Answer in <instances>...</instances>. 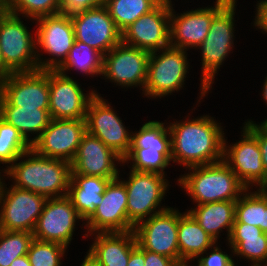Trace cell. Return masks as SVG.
<instances>
[{
    "label": "cell",
    "instance_id": "1",
    "mask_svg": "<svg viewBox=\"0 0 267 266\" xmlns=\"http://www.w3.org/2000/svg\"><path fill=\"white\" fill-rule=\"evenodd\" d=\"M173 162L185 167L208 165L223 160L224 131L209 115L170 123Z\"/></svg>",
    "mask_w": 267,
    "mask_h": 266
},
{
    "label": "cell",
    "instance_id": "2",
    "mask_svg": "<svg viewBox=\"0 0 267 266\" xmlns=\"http://www.w3.org/2000/svg\"><path fill=\"white\" fill-rule=\"evenodd\" d=\"M22 157L29 158L16 163ZM13 163L4 171L15 181L13 186L47 198L67 196L72 170L70 162L40 156L31 148Z\"/></svg>",
    "mask_w": 267,
    "mask_h": 266
},
{
    "label": "cell",
    "instance_id": "3",
    "mask_svg": "<svg viewBox=\"0 0 267 266\" xmlns=\"http://www.w3.org/2000/svg\"><path fill=\"white\" fill-rule=\"evenodd\" d=\"M188 168L192 172L180 177L178 183L198 205L237 200L248 189L223 160Z\"/></svg>",
    "mask_w": 267,
    "mask_h": 266
},
{
    "label": "cell",
    "instance_id": "4",
    "mask_svg": "<svg viewBox=\"0 0 267 266\" xmlns=\"http://www.w3.org/2000/svg\"><path fill=\"white\" fill-rule=\"evenodd\" d=\"M235 3L236 0H230L214 16L205 40L198 46L202 50V97L209 91L217 69L233 48Z\"/></svg>",
    "mask_w": 267,
    "mask_h": 266
},
{
    "label": "cell",
    "instance_id": "5",
    "mask_svg": "<svg viewBox=\"0 0 267 266\" xmlns=\"http://www.w3.org/2000/svg\"><path fill=\"white\" fill-rule=\"evenodd\" d=\"M20 19L8 11L0 22V50L5 66L12 73L38 70V61L42 60L35 50L36 40Z\"/></svg>",
    "mask_w": 267,
    "mask_h": 266
},
{
    "label": "cell",
    "instance_id": "6",
    "mask_svg": "<svg viewBox=\"0 0 267 266\" xmlns=\"http://www.w3.org/2000/svg\"><path fill=\"white\" fill-rule=\"evenodd\" d=\"M130 171L129 180L123 182L127 190L128 221L135 227L144 218H148V215L151 217L168 209V207L158 208V205L160 206L169 185L165 175L154 172ZM156 207L159 210H156Z\"/></svg>",
    "mask_w": 267,
    "mask_h": 266
},
{
    "label": "cell",
    "instance_id": "7",
    "mask_svg": "<svg viewBox=\"0 0 267 266\" xmlns=\"http://www.w3.org/2000/svg\"><path fill=\"white\" fill-rule=\"evenodd\" d=\"M1 180L0 229L32 233L48 198L13 185L6 190Z\"/></svg>",
    "mask_w": 267,
    "mask_h": 266
},
{
    "label": "cell",
    "instance_id": "8",
    "mask_svg": "<svg viewBox=\"0 0 267 266\" xmlns=\"http://www.w3.org/2000/svg\"><path fill=\"white\" fill-rule=\"evenodd\" d=\"M161 50L160 55L157 54L158 51L150 53L147 81L143 90L147 97H162L180 90L186 78V50L172 46Z\"/></svg>",
    "mask_w": 267,
    "mask_h": 266
},
{
    "label": "cell",
    "instance_id": "9",
    "mask_svg": "<svg viewBox=\"0 0 267 266\" xmlns=\"http://www.w3.org/2000/svg\"><path fill=\"white\" fill-rule=\"evenodd\" d=\"M137 243L144 249L176 260L178 247V210L168 208L148 217L134 227Z\"/></svg>",
    "mask_w": 267,
    "mask_h": 266
},
{
    "label": "cell",
    "instance_id": "10",
    "mask_svg": "<svg viewBox=\"0 0 267 266\" xmlns=\"http://www.w3.org/2000/svg\"><path fill=\"white\" fill-rule=\"evenodd\" d=\"M85 122L86 132L102 140L119 156L124 158L129 153L132 134L98 93L89 102Z\"/></svg>",
    "mask_w": 267,
    "mask_h": 266
},
{
    "label": "cell",
    "instance_id": "11",
    "mask_svg": "<svg viewBox=\"0 0 267 266\" xmlns=\"http://www.w3.org/2000/svg\"><path fill=\"white\" fill-rule=\"evenodd\" d=\"M85 133V119H51L31 148L40 156L71 163Z\"/></svg>",
    "mask_w": 267,
    "mask_h": 266
},
{
    "label": "cell",
    "instance_id": "12",
    "mask_svg": "<svg viewBox=\"0 0 267 266\" xmlns=\"http://www.w3.org/2000/svg\"><path fill=\"white\" fill-rule=\"evenodd\" d=\"M150 52L122 41L103 56V73L117 85L130 87L146 85Z\"/></svg>",
    "mask_w": 267,
    "mask_h": 266
},
{
    "label": "cell",
    "instance_id": "13",
    "mask_svg": "<svg viewBox=\"0 0 267 266\" xmlns=\"http://www.w3.org/2000/svg\"><path fill=\"white\" fill-rule=\"evenodd\" d=\"M36 21L39 22L36 43L45 53L56 56L43 62L39 60L38 69L57 70L67 59L75 41L72 19L57 13L37 18Z\"/></svg>",
    "mask_w": 267,
    "mask_h": 266
},
{
    "label": "cell",
    "instance_id": "14",
    "mask_svg": "<svg viewBox=\"0 0 267 266\" xmlns=\"http://www.w3.org/2000/svg\"><path fill=\"white\" fill-rule=\"evenodd\" d=\"M170 4L160 2L122 32V42L148 52L170 46Z\"/></svg>",
    "mask_w": 267,
    "mask_h": 266
},
{
    "label": "cell",
    "instance_id": "15",
    "mask_svg": "<svg viewBox=\"0 0 267 266\" xmlns=\"http://www.w3.org/2000/svg\"><path fill=\"white\" fill-rule=\"evenodd\" d=\"M242 136L243 139L230 145V148L224 138L223 161L248 189L250 184L254 183L259 188H264L267 184V174L262 164L258 139L245 125Z\"/></svg>",
    "mask_w": 267,
    "mask_h": 266
},
{
    "label": "cell",
    "instance_id": "16",
    "mask_svg": "<svg viewBox=\"0 0 267 266\" xmlns=\"http://www.w3.org/2000/svg\"><path fill=\"white\" fill-rule=\"evenodd\" d=\"M75 40L85 43L103 56L122 41L105 5L71 17Z\"/></svg>",
    "mask_w": 267,
    "mask_h": 266
},
{
    "label": "cell",
    "instance_id": "17",
    "mask_svg": "<svg viewBox=\"0 0 267 266\" xmlns=\"http://www.w3.org/2000/svg\"><path fill=\"white\" fill-rule=\"evenodd\" d=\"M0 94L12 106L49 109V70L12 73L0 83Z\"/></svg>",
    "mask_w": 267,
    "mask_h": 266
},
{
    "label": "cell",
    "instance_id": "18",
    "mask_svg": "<svg viewBox=\"0 0 267 266\" xmlns=\"http://www.w3.org/2000/svg\"><path fill=\"white\" fill-rule=\"evenodd\" d=\"M127 190L119 177L112 179L103 194L101 204L95 213L86 221V229L95 233L129 232L134 226L127 216Z\"/></svg>",
    "mask_w": 267,
    "mask_h": 266
},
{
    "label": "cell",
    "instance_id": "19",
    "mask_svg": "<svg viewBox=\"0 0 267 266\" xmlns=\"http://www.w3.org/2000/svg\"><path fill=\"white\" fill-rule=\"evenodd\" d=\"M96 91L85 95L66 73L49 70V113L51 119H85L90 100Z\"/></svg>",
    "mask_w": 267,
    "mask_h": 266
},
{
    "label": "cell",
    "instance_id": "20",
    "mask_svg": "<svg viewBox=\"0 0 267 266\" xmlns=\"http://www.w3.org/2000/svg\"><path fill=\"white\" fill-rule=\"evenodd\" d=\"M81 219L67 197L48 198L33 230L37 240L68 246L72 240L76 220Z\"/></svg>",
    "mask_w": 267,
    "mask_h": 266
},
{
    "label": "cell",
    "instance_id": "21",
    "mask_svg": "<svg viewBox=\"0 0 267 266\" xmlns=\"http://www.w3.org/2000/svg\"><path fill=\"white\" fill-rule=\"evenodd\" d=\"M230 0H216L210 8H200L177 16L170 5V46L186 50L198 47L205 40L214 16ZM174 40V41H173Z\"/></svg>",
    "mask_w": 267,
    "mask_h": 266
},
{
    "label": "cell",
    "instance_id": "22",
    "mask_svg": "<svg viewBox=\"0 0 267 266\" xmlns=\"http://www.w3.org/2000/svg\"><path fill=\"white\" fill-rule=\"evenodd\" d=\"M114 161L123 163V158L107 147L102 140L86 132L71 162V173L117 178L119 174Z\"/></svg>",
    "mask_w": 267,
    "mask_h": 266
},
{
    "label": "cell",
    "instance_id": "23",
    "mask_svg": "<svg viewBox=\"0 0 267 266\" xmlns=\"http://www.w3.org/2000/svg\"><path fill=\"white\" fill-rule=\"evenodd\" d=\"M87 257L98 266H127L131 251L137 246L134 230L96 233Z\"/></svg>",
    "mask_w": 267,
    "mask_h": 266
},
{
    "label": "cell",
    "instance_id": "24",
    "mask_svg": "<svg viewBox=\"0 0 267 266\" xmlns=\"http://www.w3.org/2000/svg\"><path fill=\"white\" fill-rule=\"evenodd\" d=\"M112 179L115 178L71 173L67 197L71 200L81 220L87 221L95 213Z\"/></svg>",
    "mask_w": 267,
    "mask_h": 266
},
{
    "label": "cell",
    "instance_id": "25",
    "mask_svg": "<svg viewBox=\"0 0 267 266\" xmlns=\"http://www.w3.org/2000/svg\"><path fill=\"white\" fill-rule=\"evenodd\" d=\"M0 117L13 125L31 145L40 137L51 121L49 109L12 106L1 94ZM34 132L37 133V136L29 139L28 133Z\"/></svg>",
    "mask_w": 267,
    "mask_h": 266
},
{
    "label": "cell",
    "instance_id": "26",
    "mask_svg": "<svg viewBox=\"0 0 267 266\" xmlns=\"http://www.w3.org/2000/svg\"><path fill=\"white\" fill-rule=\"evenodd\" d=\"M177 238L181 266H188L186 264L188 261L200 257L216 244V241L188 212L184 214L178 212Z\"/></svg>",
    "mask_w": 267,
    "mask_h": 266
},
{
    "label": "cell",
    "instance_id": "27",
    "mask_svg": "<svg viewBox=\"0 0 267 266\" xmlns=\"http://www.w3.org/2000/svg\"><path fill=\"white\" fill-rule=\"evenodd\" d=\"M228 242L234 255L249 259L251 266H261L267 258V233L259 227L234 223Z\"/></svg>",
    "mask_w": 267,
    "mask_h": 266
},
{
    "label": "cell",
    "instance_id": "28",
    "mask_svg": "<svg viewBox=\"0 0 267 266\" xmlns=\"http://www.w3.org/2000/svg\"><path fill=\"white\" fill-rule=\"evenodd\" d=\"M236 200L210 202L187 211L216 242L220 230L227 229L229 239L235 221Z\"/></svg>",
    "mask_w": 267,
    "mask_h": 266
},
{
    "label": "cell",
    "instance_id": "29",
    "mask_svg": "<svg viewBox=\"0 0 267 266\" xmlns=\"http://www.w3.org/2000/svg\"><path fill=\"white\" fill-rule=\"evenodd\" d=\"M247 191L236 200L234 223L254 225L267 233V192L263 188Z\"/></svg>",
    "mask_w": 267,
    "mask_h": 266
},
{
    "label": "cell",
    "instance_id": "30",
    "mask_svg": "<svg viewBox=\"0 0 267 266\" xmlns=\"http://www.w3.org/2000/svg\"><path fill=\"white\" fill-rule=\"evenodd\" d=\"M159 3V0H104L110 17L121 33L140 16L153 10Z\"/></svg>",
    "mask_w": 267,
    "mask_h": 266
},
{
    "label": "cell",
    "instance_id": "31",
    "mask_svg": "<svg viewBox=\"0 0 267 266\" xmlns=\"http://www.w3.org/2000/svg\"><path fill=\"white\" fill-rule=\"evenodd\" d=\"M132 160L131 170L154 172L164 175L165 168L172 160L171 147L131 148L123 163Z\"/></svg>",
    "mask_w": 267,
    "mask_h": 266
},
{
    "label": "cell",
    "instance_id": "32",
    "mask_svg": "<svg viewBox=\"0 0 267 266\" xmlns=\"http://www.w3.org/2000/svg\"><path fill=\"white\" fill-rule=\"evenodd\" d=\"M70 68L87 75H102L103 55L87 44L75 40L67 59L57 70L65 74Z\"/></svg>",
    "mask_w": 267,
    "mask_h": 266
},
{
    "label": "cell",
    "instance_id": "33",
    "mask_svg": "<svg viewBox=\"0 0 267 266\" xmlns=\"http://www.w3.org/2000/svg\"><path fill=\"white\" fill-rule=\"evenodd\" d=\"M33 233L0 229V266H10L16 258L27 255Z\"/></svg>",
    "mask_w": 267,
    "mask_h": 266
},
{
    "label": "cell",
    "instance_id": "34",
    "mask_svg": "<svg viewBox=\"0 0 267 266\" xmlns=\"http://www.w3.org/2000/svg\"><path fill=\"white\" fill-rule=\"evenodd\" d=\"M31 149L19 131L0 117V162L12 164L22 154Z\"/></svg>",
    "mask_w": 267,
    "mask_h": 266
},
{
    "label": "cell",
    "instance_id": "35",
    "mask_svg": "<svg viewBox=\"0 0 267 266\" xmlns=\"http://www.w3.org/2000/svg\"><path fill=\"white\" fill-rule=\"evenodd\" d=\"M132 134L131 148L171 147L169 127L162 122L149 121Z\"/></svg>",
    "mask_w": 267,
    "mask_h": 266
},
{
    "label": "cell",
    "instance_id": "36",
    "mask_svg": "<svg viewBox=\"0 0 267 266\" xmlns=\"http://www.w3.org/2000/svg\"><path fill=\"white\" fill-rule=\"evenodd\" d=\"M66 246L56 243L33 239L27 257L31 266H61V258Z\"/></svg>",
    "mask_w": 267,
    "mask_h": 266
},
{
    "label": "cell",
    "instance_id": "37",
    "mask_svg": "<svg viewBox=\"0 0 267 266\" xmlns=\"http://www.w3.org/2000/svg\"><path fill=\"white\" fill-rule=\"evenodd\" d=\"M8 11L18 16L25 14L33 20L60 13L59 0H5ZM20 12V13H19Z\"/></svg>",
    "mask_w": 267,
    "mask_h": 266
},
{
    "label": "cell",
    "instance_id": "38",
    "mask_svg": "<svg viewBox=\"0 0 267 266\" xmlns=\"http://www.w3.org/2000/svg\"><path fill=\"white\" fill-rule=\"evenodd\" d=\"M59 3L60 13L73 17L89 9L104 5V0H59Z\"/></svg>",
    "mask_w": 267,
    "mask_h": 266
},
{
    "label": "cell",
    "instance_id": "39",
    "mask_svg": "<svg viewBox=\"0 0 267 266\" xmlns=\"http://www.w3.org/2000/svg\"><path fill=\"white\" fill-rule=\"evenodd\" d=\"M245 126L257 137L258 144L261 150V158L264 170L267 174V121L261 125L255 124L253 121H248Z\"/></svg>",
    "mask_w": 267,
    "mask_h": 266
},
{
    "label": "cell",
    "instance_id": "40",
    "mask_svg": "<svg viewBox=\"0 0 267 266\" xmlns=\"http://www.w3.org/2000/svg\"><path fill=\"white\" fill-rule=\"evenodd\" d=\"M213 252H211L206 257H199L198 266H235L232 257L228 254L223 253V251L217 246L213 245ZM190 266V265H189Z\"/></svg>",
    "mask_w": 267,
    "mask_h": 266
},
{
    "label": "cell",
    "instance_id": "41",
    "mask_svg": "<svg viewBox=\"0 0 267 266\" xmlns=\"http://www.w3.org/2000/svg\"><path fill=\"white\" fill-rule=\"evenodd\" d=\"M145 266H181L176 260L145 250Z\"/></svg>",
    "mask_w": 267,
    "mask_h": 266
},
{
    "label": "cell",
    "instance_id": "42",
    "mask_svg": "<svg viewBox=\"0 0 267 266\" xmlns=\"http://www.w3.org/2000/svg\"><path fill=\"white\" fill-rule=\"evenodd\" d=\"M256 8L257 13L254 24L258 26L257 28L267 33V0L260 1Z\"/></svg>",
    "mask_w": 267,
    "mask_h": 266
},
{
    "label": "cell",
    "instance_id": "43",
    "mask_svg": "<svg viewBox=\"0 0 267 266\" xmlns=\"http://www.w3.org/2000/svg\"><path fill=\"white\" fill-rule=\"evenodd\" d=\"M127 266H145V250L138 243L130 253Z\"/></svg>",
    "mask_w": 267,
    "mask_h": 266
},
{
    "label": "cell",
    "instance_id": "44",
    "mask_svg": "<svg viewBox=\"0 0 267 266\" xmlns=\"http://www.w3.org/2000/svg\"><path fill=\"white\" fill-rule=\"evenodd\" d=\"M12 72L5 66L0 50V83L5 80Z\"/></svg>",
    "mask_w": 267,
    "mask_h": 266
},
{
    "label": "cell",
    "instance_id": "45",
    "mask_svg": "<svg viewBox=\"0 0 267 266\" xmlns=\"http://www.w3.org/2000/svg\"><path fill=\"white\" fill-rule=\"evenodd\" d=\"M10 266H31V264L27 255H23L13 260Z\"/></svg>",
    "mask_w": 267,
    "mask_h": 266
},
{
    "label": "cell",
    "instance_id": "46",
    "mask_svg": "<svg viewBox=\"0 0 267 266\" xmlns=\"http://www.w3.org/2000/svg\"><path fill=\"white\" fill-rule=\"evenodd\" d=\"M7 12L8 8L6 2H0V22Z\"/></svg>",
    "mask_w": 267,
    "mask_h": 266
},
{
    "label": "cell",
    "instance_id": "47",
    "mask_svg": "<svg viewBox=\"0 0 267 266\" xmlns=\"http://www.w3.org/2000/svg\"><path fill=\"white\" fill-rule=\"evenodd\" d=\"M81 266H98L89 257H85Z\"/></svg>",
    "mask_w": 267,
    "mask_h": 266
},
{
    "label": "cell",
    "instance_id": "48",
    "mask_svg": "<svg viewBox=\"0 0 267 266\" xmlns=\"http://www.w3.org/2000/svg\"><path fill=\"white\" fill-rule=\"evenodd\" d=\"M266 79L264 80V85H263V98H264V101H266V104H267V77H265ZM267 121V119H266Z\"/></svg>",
    "mask_w": 267,
    "mask_h": 266
},
{
    "label": "cell",
    "instance_id": "49",
    "mask_svg": "<svg viewBox=\"0 0 267 266\" xmlns=\"http://www.w3.org/2000/svg\"><path fill=\"white\" fill-rule=\"evenodd\" d=\"M161 2H164V3H168V4H170L171 5V0H161Z\"/></svg>",
    "mask_w": 267,
    "mask_h": 266
},
{
    "label": "cell",
    "instance_id": "50",
    "mask_svg": "<svg viewBox=\"0 0 267 266\" xmlns=\"http://www.w3.org/2000/svg\"><path fill=\"white\" fill-rule=\"evenodd\" d=\"M263 189L267 192V184L265 185V187Z\"/></svg>",
    "mask_w": 267,
    "mask_h": 266
}]
</instances>
